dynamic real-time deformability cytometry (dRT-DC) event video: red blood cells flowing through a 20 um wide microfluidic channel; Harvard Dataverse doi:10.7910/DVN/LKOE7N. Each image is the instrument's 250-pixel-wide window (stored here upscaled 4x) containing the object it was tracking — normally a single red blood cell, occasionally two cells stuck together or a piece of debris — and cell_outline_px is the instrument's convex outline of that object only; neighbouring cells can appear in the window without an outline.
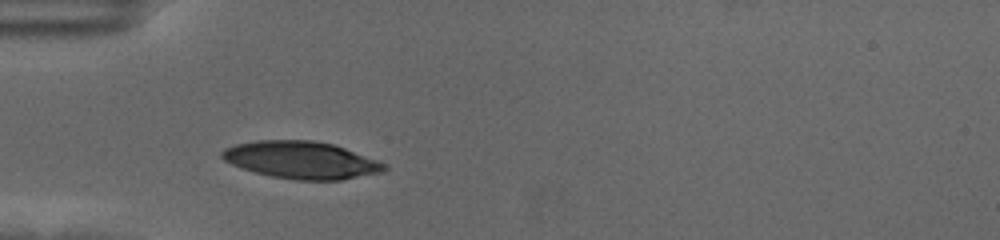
{"species": "human", "species_latin": "Homo sapiens", "temperature_condition": "cold", "stored_images_in_passage": 32, "camera_frame_rate_fps": 3000, "um_per_image_px": 0.085, "donor": {"sex": "female"}, "frame": {"image": 1, "passage_image": 1, "time_ms": 0.0, "image_size_px": [1000, 240], "cell_outline_px": [[388, 168], [380, 172], [340, 180], [296, 180], [272, 176], [256, 172], [232, 164], [224, 160], [220, 156], [220, 152], [224, 148], [236, 144], [256, 140], [312, 140], [332, 144], [344, 148], [376, 160], [384, 164]], "centroid_in_image_um": [25.56, 13.59], "position_along_channel_um": 59.4, "area_um2": 34.85}}
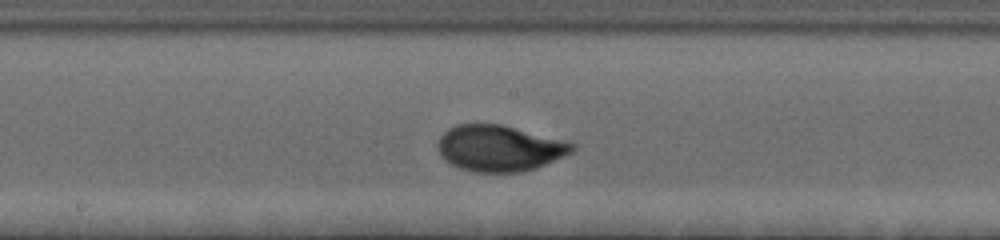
{"frame": {"image": 2, "passage_image": 14, "time_ms": 4.333, "image_size_px": [1000, 240], "cell_outline_px": [[576, 148], [572, 152], [536, 168], [520, 172], [472, 172], [460, 168], [444, 160], [440, 156], [440, 136], [448, 128], [456, 124], [500, 124], [576, 144]], "centroid_in_image_um": [42.43, 12.61], "position_along_channel_um": 205.8, "area_um2": 35.6}}
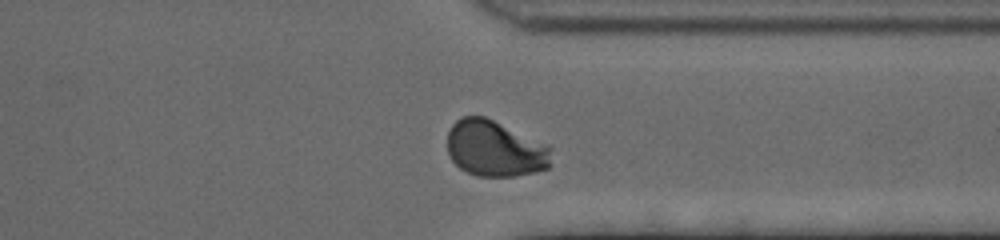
{"frame": {"image": 3, "passage_image": 28, "time_ms": 9.0, "image_size_px": [1000, 240], "cell_outline_px": [[552, 148], [548, 168], [536, 172], [512, 176], [476, 176], [460, 168], [452, 160], [448, 152], [448, 132], [452, 124], [460, 116], [484, 116]], "centroid_in_image_um": [42.03, 12.64], "position_along_channel_um": 369.4, "area_um2": 33.52}, "authors_computed_cell_mechanics": {"area_um2": 34.7667, "velocity_mm_per_s": 3.5109, "shape_relaxation_time_tau1_ms": 3.5445, "shape_relaxation_time_tau2_ms": null, "deformation_change_tau1": 0.1899, "deformation_change_tau2": null}}